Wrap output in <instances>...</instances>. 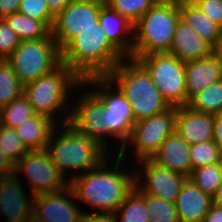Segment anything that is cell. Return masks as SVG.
<instances>
[{
  "label": "cell",
  "instance_id": "47",
  "mask_svg": "<svg viewBox=\"0 0 222 222\" xmlns=\"http://www.w3.org/2000/svg\"><path fill=\"white\" fill-rule=\"evenodd\" d=\"M25 222H43L41 219H39L36 215L33 213L27 218Z\"/></svg>",
  "mask_w": 222,
  "mask_h": 222
},
{
  "label": "cell",
  "instance_id": "12",
  "mask_svg": "<svg viewBox=\"0 0 222 222\" xmlns=\"http://www.w3.org/2000/svg\"><path fill=\"white\" fill-rule=\"evenodd\" d=\"M21 171L28 176L33 196L64 189L70 185V181L67 182L65 175L52 162L46 149L28 151L23 155L15 164L14 175L18 176Z\"/></svg>",
  "mask_w": 222,
  "mask_h": 222
},
{
  "label": "cell",
  "instance_id": "28",
  "mask_svg": "<svg viewBox=\"0 0 222 222\" xmlns=\"http://www.w3.org/2000/svg\"><path fill=\"white\" fill-rule=\"evenodd\" d=\"M34 114L27 97L22 94L0 110L1 125L15 129Z\"/></svg>",
  "mask_w": 222,
  "mask_h": 222
},
{
  "label": "cell",
  "instance_id": "35",
  "mask_svg": "<svg viewBox=\"0 0 222 222\" xmlns=\"http://www.w3.org/2000/svg\"><path fill=\"white\" fill-rule=\"evenodd\" d=\"M18 12L27 17L45 21L51 28L53 27L55 16L49 11L46 0H20Z\"/></svg>",
  "mask_w": 222,
  "mask_h": 222
},
{
  "label": "cell",
  "instance_id": "2",
  "mask_svg": "<svg viewBox=\"0 0 222 222\" xmlns=\"http://www.w3.org/2000/svg\"><path fill=\"white\" fill-rule=\"evenodd\" d=\"M125 58L100 25L82 31L61 50V62L82 80L107 76Z\"/></svg>",
  "mask_w": 222,
  "mask_h": 222
},
{
  "label": "cell",
  "instance_id": "33",
  "mask_svg": "<svg viewBox=\"0 0 222 222\" xmlns=\"http://www.w3.org/2000/svg\"><path fill=\"white\" fill-rule=\"evenodd\" d=\"M156 2L157 0H105L111 9L121 14L133 25Z\"/></svg>",
  "mask_w": 222,
  "mask_h": 222
},
{
  "label": "cell",
  "instance_id": "7",
  "mask_svg": "<svg viewBox=\"0 0 222 222\" xmlns=\"http://www.w3.org/2000/svg\"><path fill=\"white\" fill-rule=\"evenodd\" d=\"M6 61L26 85L55 69L61 63V50L51 34L46 38L20 41Z\"/></svg>",
  "mask_w": 222,
  "mask_h": 222
},
{
  "label": "cell",
  "instance_id": "19",
  "mask_svg": "<svg viewBox=\"0 0 222 222\" xmlns=\"http://www.w3.org/2000/svg\"><path fill=\"white\" fill-rule=\"evenodd\" d=\"M212 205V196L196 186L189 178L182 185L175 201L180 222H203Z\"/></svg>",
  "mask_w": 222,
  "mask_h": 222
},
{
  "label": "cell",
  "instance_id": "18",
  "mask_svg": "<svg viewBox=\"0 0 222 222\" xmlns=\"http://www.w3.org/2000/svg\"><path fill=\"white\" fill-rule=\"evenodd\" d=\"M18 176L0 178V211L10 222H25L33 213V201L27 200Z\"/></svg>",
  "mask_w": 222,
  "mask_h": 222
},
{
  "label": "cell",
  "instance_id": "40",
  "mask_svg": "<svg viewBox=\"0 0 222 222\" xmlns=\"http://www.w3.org/2000/svg\"><path fill=\"white\" fill-rule=\"evenodd\" d=\"M84 222H116L113 213H85Z\"/></svg>",
  "mask_w": 222,
  "mask_h": 222
},
{
  "label": "cell",
  "instance_id": "5",
  "mask_svg": "<svg viewBox=\"0 0 222 222\" xmlns=\"http://www.w3.org/2000/svg\"><path fill=\"white\" fill-rule=\"evenodd\" d=\"M180 19L179 6L156 2L133 27V47L129 58L169 53L176 25Z\"/></svg>",
  "mask_w": 222,
  "mask_h": 222
},
{
  "label": "cell",
  "instance_id": "16",
  "mask_svg": "<svg viewBox=\"0 0 222 222\" xmlns=\"http://www.w3.org/2000/svg\"><path fill=\"white\" fill-rule=\"evenodd\" d=\"M175 131L188 145L213 141V115L196 112L187 105L177 107Z\"/></svg>",
  "mask_w": 222,
  "mask_h": 222
},
{
  "label": "cell",
  "instance_id": "43",
  "mask_svg": "<svg viewBox=\"0 0 222 222\" xmlns=\"http://www.w3.org/2000/svg\"><path fill=\"white\" fill-rule=\"evenodd\" d=\"M203 222H222V206L213 204Z\"/></svg>",
  "mask_w": 222,
  "mask_h": 222
},
{
  "label": "cell",
  "instance_id": "9",
  "mask_svg": "<svg viewBox=\"0 0 222 222\" xmlns=\"http://www.w3.org/2000/svg\"><path fill=\"white\" fill-rule=\"evenodd\" d=\"M170 106H186L185 63L169 53H152L137 59Z\"/></svg>",
  "mask_w": 222,
  "mask_h": 222
},
{
  "label": "cell",
  "instance_id": "20",
  "mask_svg": "<svg viewBox=\"0 0 222 222\" xmlns=\"http://www.w3.org/2000/svg\"><path fill=\"white\" fill-rule=\"evenodd\" d=\"M151 160L157 165L187 178L191 175L190 145L176 131L165 139Z\"/></svg>",
  "mask_w": 222,
  "mask_h": 222
},
{
  "label": "cell",
  "instance_id": "14",
  "mask_svg": "<svg viewBox=\"0 0 222 222\" xmlns=\"http://www.w3.org/2000/svg\"><path fill=\"white\" fill-rule=\"evenodd\" d=\"M140 163L144 167L145 184L140 186L142 182L141 176L135 174V188L142 194L155 196L175 203L179 195L182 185L188 179L187 177L163 168L151 159L141 160ZM141 181V182H140Z\"/></svg>",
  "mask_w": 222,
  "mask_h": 222
},
{
  "label": "cell",
  "instance_id": "27",
  "mask_svg": "<svg viewBox=\"0 0 222 222\" xmlns=\"http://www.w3.org/2000/svg\"><path fill=\"white\" fill-rule=\"evenodd\" d=\"M187 106L196 112L212 115L220 113L222 111V79L195 95Z\"/></svg>",
  "mask_w": 222,
  "mask_h": 222
},
{
  "label": "cell",
  "instance_id": "25",
  "mask_svg": "<svg viewBox=\"0 0 222 222\" xmlns=\"http://www.w3.org/2000/svg\"><path fill=\"white\" fill-rule=\"evenodd\" d=\"M2 19L21 41L46 38L52 34V28L45 21L27 17L20 12L7 15Z\"/></svg>",
  "mask_w": 222,
  "mask_h": 222
},
{
  "label": "cell",
  "instance_id": "11",
  "mask_svg": "<svg viewBox=\"0 0 222 222\" xmlns=\"http://www.w3.org/2000/svg\"><path fill=\"white\" fill-rule=\"evenodd\" d=\"M105 0H73L54 20L52 36L62 50L74 37L99 25L100 8Z\"/></svg>",
  "mask_w": 222,
  "mask_h": 222
},
{
  "label": "cell",
  "instance_id": "29",
  "mask_svg": "<svg viewBox=\"0 0 222 222\" xmlns=\"http://www.w3.org/2000/svg\"><path fill=\"white\" fill-rule=\"evenodd\" d=\"M24 85L6 60H0V110L21 96Z\"/></svg>",
  "mask_w": 222,
  "mask_h": 222
},
{
  "label": "cell",
  "instance_id": "17",
  "mask_svg": "<svg viewBox=\"0 0 222 222\" xmlns=\"http://www.w3.org/2000/svg\"><path fill=\"white\" fill-rule=\"evenodd\" d=\"M221 79L222 62L214 52L202 59L185 63L187 105L195 95Z\"/></svg>",
  "mask_w": 222,
  "mask_h": 222
},
{
  "label": "cell",
  "instance_id": "31",
  "mask_svg": "<svg viewBox=\"0 0 222 222\" xmlns=\"http://www.w3.org/2000/svg\"><path fill=\"white\" fill-rule=\"evenodd\" d=\"M149 222H180L175 203L145 194Z\"/></svg>",
  "mask_w": 222,
  "mask_h": 222
},
{
  "label": "cell",
  "instance_id": "36",
  "mask_svg": "<svg viewBox=\"0 0 222 222\" xmlns=\"http://www.w3.org/2000/svg\"><path fill=\"white\" fill-rule=\"evenodd\" d=\"M20 39L9 28L5 21L0 19V60H6L19 46Z\"/></svg>",
  "mask_w": 222,
  "mask_h": 222
},
{
  "label": "cell",
  "instance_id": "6",
  "mask_svg": "<svg viewBox=\"0 0 222 222\" xmlns=\"http://www.w3.org/2000/svg\"><path fill=\"white\" fill-rule=\"evenodd\" d=\"M78 85L82 86L83 80L61 62L51 72L24 85L23 94L27 97L35 114L54 120V113L66 106L70 89Z\"/></svg>",
  "mask_w": 222,
  "mask_h": 222
},
{
  "label": "cell",
  "instance_id": "45",
  "mask_svg": "<svg viewBox=\"0 0 222 222\" xmlns=\"http://www.w3.org/2000/svg\"><path fill=\"white\" fill-rule=\"evenodd\" d=\"M157 2L180 6L183 4L193 3V0H157Z\"/></svg>",
  "mask_w": 222,
  "mask_h": 222
},
{
  "label": "cell",
  "instance_id": "15",
  "mask_svg": "<svg viewBox=\"0 0 222 222\" xmlns=\"http://www.w3.org/2000/svg\"><path fill=\"white\" fill-rule=\"evenodd\" d=\"M76 104L77 106L69 112L62 123L69 121L79 131L105 147L104 141L109 136V128L102 118L104 111L102 101L90 91L88 94L85 93Z\"/></svg>",
  "mask_w": 222,
  "mask_h": 222
},
{
  "label": "cell",
  "instance_id": "23",
  "mask_svg": "<svg viewBox=\"0 0 222 222\" xmlns=\"http://www.w3.org/2000/svg\"><path fill=\"white\" fill-rule=\"evenodd\" d=\"M55 120L34 114L15 128L23 145L28 151L46 149L56 125Z\"/></svg>",
  "mask_w": 222,
  "mask_h": 222
},
{
  "label": "cell",
  "instance_id": "46",
  "mask_svg": "<svg viewBox=\"0 0 222 222\" xmlns=\"http://www.w3.org/2000/svg\"><path fill=\"white\" fill-rule=\"evenodd\" d=\"M213 52L219 57L222 62V33L221 37L218 40L217 46L213 49Z\"/></svg>",
  "mask_w": 222,
  "mask_h": 222
},
{
  "label": "cell",
  "instance_id": "32",
  "mask_svg": "<svg viewBox=\"0 0 222 222\" xmlns=\"http://www.w3.org/2000/svg\"><path fill=\"white\" fill-rule=\"evenodd\" d=\"M191 172L201 166L222 162V153L214 141L190 145Z\"/></svg>",
  "mask_w": 222,
  "mask_h": 222
},
{
  "label": "cell",
  "instance_id": "41",
  "mask_svg": "<svg viewBox=\"0 0 222 222\" xmlns=\"http://www.w3.org/2000/svg\"><path fill=\"white\" fill-rule=\"evenodd\" d=\"M214 119V142L222 153V111L213 115Z\"/></svg>",
  "mask_w": 222,
  "mask_h": 222
},
{
  "label": "cell",
  "instance_id": "3",
  "mask_svg": "<svg viewBox=\"0 0 222 222\" xmlns=\"http://www.w3.org/2000/svg\"><path fill=\"white\" fill-rule=\"evenodd\" d=\"M124 60H127L128 64L124 63ZM124 60L118 63L107 77L113 84L117 83V88L129 101L135 122L170 108L145 67L138 60Z\"/></svg>",
  "mask_w": 222,
  "mask_h": 222
},
{
  "label": "cell",
  "instance_id": "13",
  "mask_svg": "<svg viewBox=\"0 0 222 222\" xmlns=\"http://www.w3.org/2000/svg\"><path fill=\"white\" fill-rule=\"evenodd\" d=\"M70 197H76L71 185L57 191L34 195L33 214L43 222H84L85 213L75 206Z\"/></svg>",
  "mask_w": 222,
  "mask_h": 222
},
{
  "label": "cell",
  "instance_id": "26",
  "mask_svg": "<svg viewBox=\"0 0 222 222\" xmlns=\"http://www.w3.org/2000/svg\"><path fill=\"white\" fill-rule=\"evenodd\" d=\"M114 215L116 222H149V213L145 206V194L134 188L120 204Z\"/></svg>",
  "mask_w": 222,
  "mask_h": 222
},
{
  "label": "cell",
  "instance_id": "10",
  "mask_svg": "<svg viewBox=\"0 0 222 222\" xmlns=\"http://www.w3.org/2000/svg\"><path fill=\"white\" fill-rule=\"evenodd\" d=\"M176 116L177 107L171 106L133 124L128 143L134 145V154L138 161L151 159L158 152L165 139L175 131Z\"/></svg>",
  "mask_w": 222,
  "mask_h": 222
},
{
  "label": "cell",
  "instance_id": "42",
  "mask_svg": "<svg viewBox=\"0 0 222 222\" xmlns=\"http://www.w3.org/2000/svg\"><path fill=\"white\" fill-rule=\"evenodd\" d=\"M49 11L56 17L62 12L73 0H46Z\"/></svg>",
  "mask_w": 222,
  "mask_h": 222
},
{
  "label": "cell",
  "instance_id": "34",
  "mask_svg": "<svg viewBox=\"0 0 222 222\" xmlns=\"http://www.w3.org/2000/svg\"><path fill=\"white\" fill-rule=\"evenodd\" d=\"M0 150L16 164L28 150L23 145L15 129L0 124Z\"/></svg>",
  "mask_w": 222,
  "mask_h": 222
},
{
  "label": "cell",
  "instance_id": "21",
  "mask_svg": "<svg viewBox=\"0 0 222 222\" xmlns=\"http://www.w3.org/2000/svg\"><path fill=\"white\" fill-rule=\"evenodd\" d=\"M213 48L205 42L184 21L179 19L169 54L176 56L183 63L202 59L210 55Z\"/></svg>",
  "mask_w": 222,
  "mask_h": 222
},
{
  "label": "cell",
  "instance_id": "39",
  "mask_svg": "<svg viewBox=\"0 0 222 222\" xmlns=\"http://www.w3.org/2000/svg\"><path fill=\"white\" fill-rule=\"evenodd\" d=\"M20 0H0V19L19 11Z\"/></svg>",
  "mask_w": 222,
  "mask_h": 222
},
{
  "label": "cell",
  "instance_id": "44",
  "mask_svg": "<svg viewBox=\"0 0 222 222\" xmlns=\"http://www.w3.org/2000/svg\"><path fill=\"white\" fill-rule=\"evenodd\" d=\"M213 204L222 206V181L218 186L216 193L212 196Z\"/></svg>",
  "mask_w": 222,
  "mask_h": 222
},
{
  "label": "cell",
  "instance_id": "4",
  "mask_svg": "<svg viewBox=\"0 0 222 222\" xmlns=\"http://www.w3.org/2000/svg\"><path fill=\"white\" fill-rule=\"evenodd\" d=\"M62 126L66 128L65 131L55 139L56 133L53 131L46 150L63 175L69 169L84 173V170L95 169L107 159L106 147L79 131L69 121L62 123Z\"/></svg>",
  "mask_w": 222,
  "mask_h": 222
},
{
  "label": "cell",
  "instance_id": "22",
  "mask_svg": "<svg viewBox=\"0 0 222 222\" xmlns=\"http://www.w3.org/2000/svg\"><path fill=\"white\" fill-rule=\"evenodd\" d=\"M99 25L108 40L127 58L132 54L133 39L128 34L133 32L134 25L121 14L111 9L106 3L100 8ZM125 32V33H124ZM127 34V38L126 35Z\"/></svg>",
  "mask_w": 222,
  "mask_h": 222
},
{
  "label": "cell",
  "instance_id": "8",
  "mask_svg": "<svg viewBox=\"0 0 222 222\" xmlns=\"http://www.w3.org/2000/svg\"><path fill=\"white\" fill-rule=\"evenodd\" d=\"M91 84L94 85L92 87H100L99 89L93 88L92 91L104 104L102 118L108 125L109 136L122 140L123 145L118 154L123 157L127 141L131 136L132 126L135 123L131 105L119 88L117 91L114 88L113 91L110 90L113 82L107 76L90 77L83 80L84 86Z\"/></svg>",
  "mask_w": 222,
  "mask_h": 222
},
{
  "label": "cell",
  "instance_id": "30",
  "mask_svg": "<svg viewBox=\"0 0 222 222\" xmlns=\"http://www.w3.org/2000/svg\"><path fill=\"white\" fill-rule=\"evenodd\" d=\"M189 179L205 193L213 196L222 181V162L193 169Z\"/></svg>",
  "mask_w": 222,
  "mask_h": 222
},
{
  "label": "cell",
  "instance_id": "37",
  "mask_svg": "<svg viewBox=\"0 0 222 222\" xmlns=\"http://www.w3.org/2000/svg\"><path fill=\"white\" fill-rule=\"evenodd\" d=\"M198 8L222 28V0H195Z\"/></svg>",
  "mask_w": 222,
  "mask_h": 222
},
{
  "label": "cell",
  "instance_id": "1",
  "mask_svg": "<svg viewBox=\"0 0 222 222\" xmlns=\"http://www.w3.org/2000/svg\"><path fill=\"white\" fill-rule=\"evenodd\" d=\"M123 159L117 155L113 170L106 168L109 161L105 159L97 168L69 178L75 198L88 203L94 210L100 209L101 213L114 214L135 188V175L120 172L118 168Z\"/></svg>",
  "mask_w": 222,
  "mask_h": 222
},
{
  "label": "cell",
  "instance_id": "24",
  "mask_svg": "<svg viewBox=\"0 0 222 222\" xmlns=\"http://www.w3.org/2000/svg\"><path fill=\"white\" fill-rule=\"evenodd\" d=\"M179 12L180 19L188 24L198 36L213 49L217 46L222 28L212 22L194 2L180 5Z\"/></svg>",
  "mask_w": 222,
  "mask_h": 222
},
{
  "label": "cell",
  "instance_id": "38",
  "mask_svg": "<svg viewBox=\"0 0 222 222\" xmlns=\"http://www.w3.org/2000/svg\"><path fill=\"white\" fill-rule=\"evenodd\" d=\"M15 164L0 150V178L14 175Z\"/></svg>",
  "mask_w": 222,
  "mask_h": 222
}]
</instances>
